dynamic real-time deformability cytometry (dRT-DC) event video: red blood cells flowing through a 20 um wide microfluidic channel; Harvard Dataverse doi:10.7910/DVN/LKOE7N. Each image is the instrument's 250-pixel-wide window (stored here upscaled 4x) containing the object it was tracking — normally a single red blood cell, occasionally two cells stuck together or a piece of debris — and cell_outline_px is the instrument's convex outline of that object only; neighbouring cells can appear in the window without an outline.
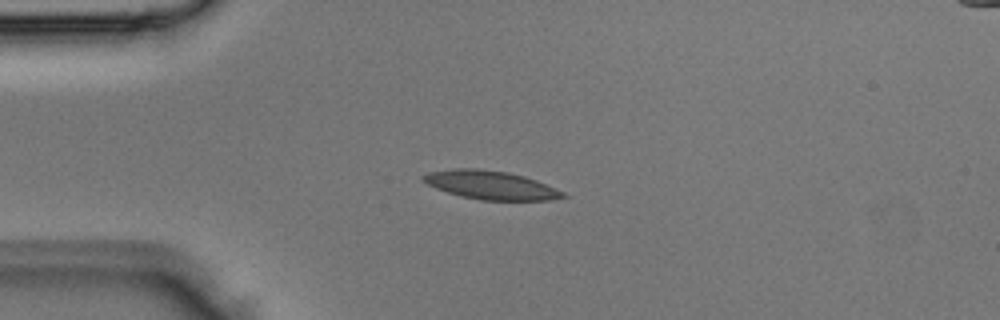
{"species": "Egyptian fruit bat (a non-hibernating species)", "species_latin": "Rousettus aegyptiacus", "temperature_condition": "room temperature", "stored_images_in_passage": 4, "camera_frame_rate_fps": 3000, "um_per_image_px": 0.085, "animal": {"sex": "male"}, "frame": {"image": 1, "passage_image": 3, "time_ms": 0.667, "image_size_px": [1000, 320], "cell_outline_px": [[568, 196], [548, 200], [480, 200], [448, 192], [436, 188], [420, 180], [420, 176], [428, 172], [456, 168], [480, 168], [508, 172], [524, 176], [536, 180], [564, 192]], "centroid_in_image_um": [41.68, 15.72], "position_along_channel_um": 43.3, "area_um2": 23.18}}